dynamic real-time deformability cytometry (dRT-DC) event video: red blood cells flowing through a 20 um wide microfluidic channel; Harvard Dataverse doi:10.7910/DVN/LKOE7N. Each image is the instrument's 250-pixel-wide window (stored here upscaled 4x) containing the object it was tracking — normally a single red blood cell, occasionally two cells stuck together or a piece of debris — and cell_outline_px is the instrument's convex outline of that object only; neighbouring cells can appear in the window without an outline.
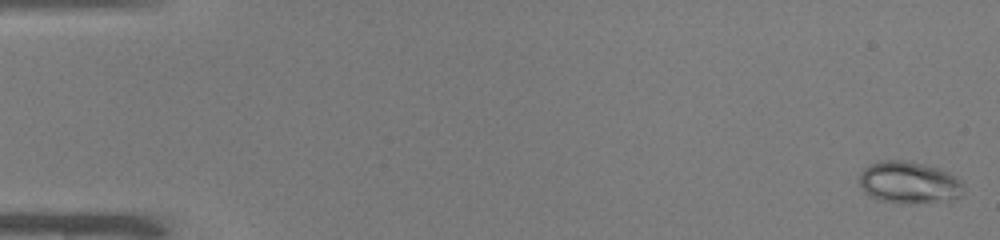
{"species": "common noctule bat (a hibernating species)", "species_latin": "Nyctalus noctula", "temperature_condition": "warm", "stored_images_in_passage": 50, "camera_frame_rate_fps": 3000, "um_per_image_px": 0.085, "animal": {"sex": "male", "body_mass_g": 19.0, "forearm_length_mm": 50.8}, "frame": {"image": 1, "passage_image": 1, "time_ms": 0.0, "image_size_px": [1000, 240], "cell_outline_px": [[960, 196], [956, 200], [880, 200], [868, 196], [864, 192], [860, 184], [860, 172], [864, 168], [876, 160], [904, 160], [924, 164], [940, 168], [956, 176], [960, 180]], "centroid_in_image_um": [77.21, 15.44], "position_along_channel_um": 7.8, "area_um2": 24.62}}
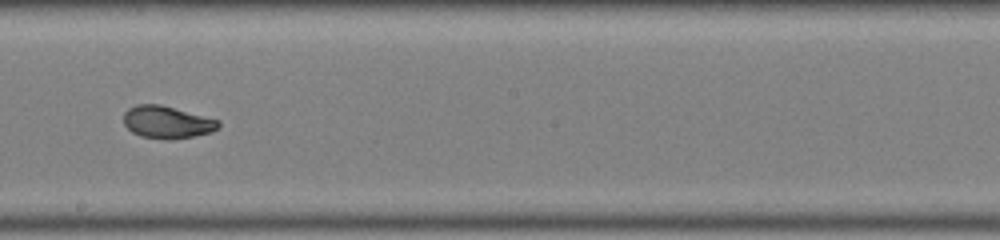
{"frame": {"image": 2, "passage_image": 29, "time_ms": 9.333, "image_size_px": [1000, 240], "cell_outline_px": [[220, 124], [212, 132], [192, 136], [168, 140], [140, 136], [132, 132], [124, 124], [124, 112], [128, 108], [136, 104], [160, 104], [220, 120]], "centroid_in_image_um": [14.17, 10.38], "position_along_channel_um": 234.0, "area_um2": 17.86}}
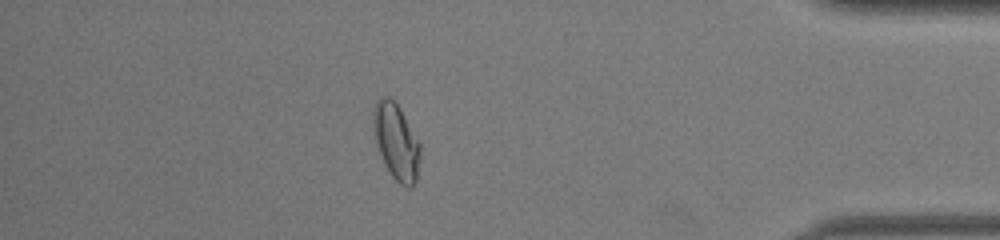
{"frame": {"image": 3, "passage_image": 44, "time_ms": 14.333, "image_size_px": [1000, 240], "cell_outline_px": [[420, 160], [416, 180], [408, 188], [400, 184], [392, 176], [384, 164], [376, 144], [372, 116], [372, 112], [376, 100], [380, 96], [388, 96], [400, 108], [420, 144]], "centroid_in_image_um": [33.66, 12.02], "position_along_channel_um": 401.5, "area_um2": 20.69}, "authors_computed_cell_mechanics": {"area_um2": 19.5364, "velocity_mm_per_s": 4.0719, "shape_relaxation_time_tau1_ms": 3.8313, "shape_relaxation_time_tau2_ms": null, "deformation_change_tau1": 0.1559, "deformation_change_tau2": null}}